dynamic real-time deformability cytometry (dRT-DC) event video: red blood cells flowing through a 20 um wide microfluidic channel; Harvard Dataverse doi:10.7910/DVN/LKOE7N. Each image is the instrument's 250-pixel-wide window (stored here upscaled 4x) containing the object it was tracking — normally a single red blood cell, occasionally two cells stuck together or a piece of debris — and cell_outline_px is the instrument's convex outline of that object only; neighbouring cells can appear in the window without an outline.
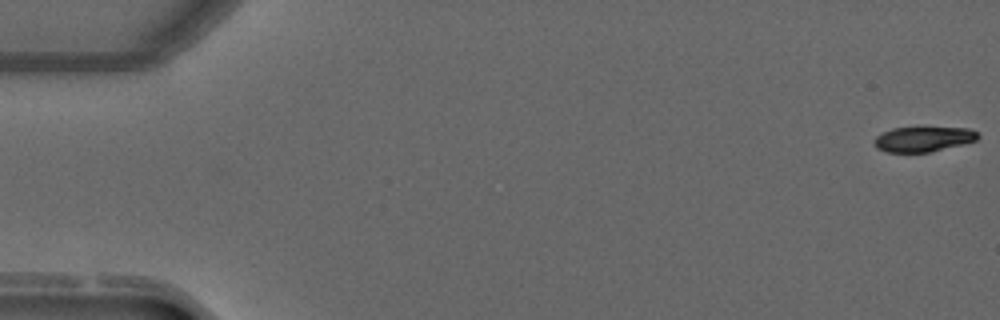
{"species": "common noctule bat (a hibernating species)", "species_latin": "Nyctalus noctula", "temperature_condition": "warm", "stored_images_in_passage": 27, "camera_frame_rate_fps": 3000, "um_per_image_px": 0.085, "animal": {"sex": "male", "forearm_length_mm": 52.5}, "frame": {"image": 1, "passage_image": 1, "time_ms": 0.0, "image_size_px": [1000, 320], "cell_outline_px": [[980, 136], [976, 140], [932, 152], [884, 152], [876, 148], [872, 140], [876, 136], [892, 128], [968, 128], [976, 132]], "centroid_in_image_um": [78.43, 11.84], "position_along_channel_um": 6.6, "area_um2": 15.03}}
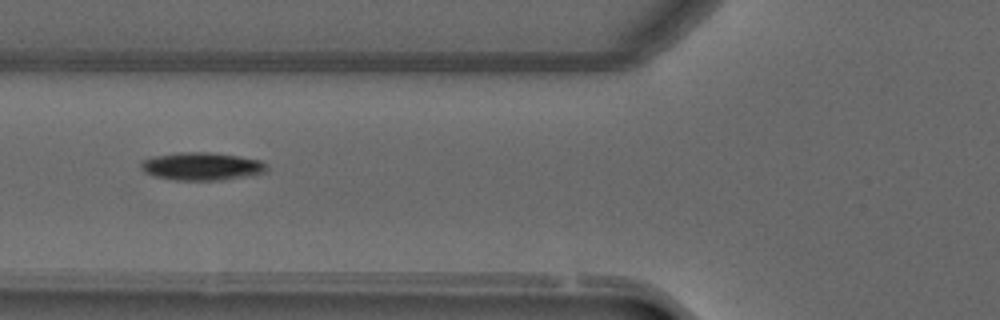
{"frame": {"image": 2, "passage_image": 20, "time_ms": 6.333, "image_size_px": [1000, 320], "cell_outline_px": [[268, 168], [264, 172], [248, 176], [220, 180], [172, 180], [152, 176], [144, 172], [140, 168], [140, 164], [144, 160], [152, 156], [176, 152], [212, 152], [260, 160]], "centroid_in_image_um": [17.08, 14.14], "position_along_channel_um": 108.7, "area_um2": 20.52}}
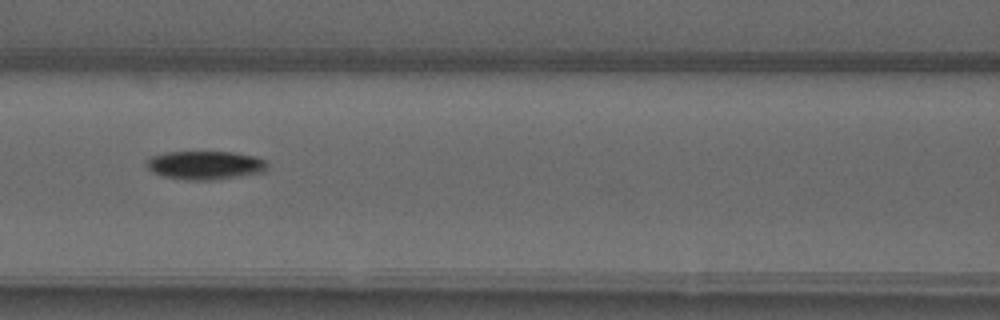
{"frame": {"image": 3, "passage_image": 23, "time_ms": 7.333, "image_size_px": [1000, 320], "cell_outline_px": [[268, 168], [264, 172], [212, 180], [188, 180], [160, 176], [152, 172], [144, 164], [148, 156], [164, 152], [232, 152], [256, 156], [268, 160]], "centroid_in_image_um": [17.41, 14.03], "position_along_channel_um": 149.2, "area_um2": 20.52}}